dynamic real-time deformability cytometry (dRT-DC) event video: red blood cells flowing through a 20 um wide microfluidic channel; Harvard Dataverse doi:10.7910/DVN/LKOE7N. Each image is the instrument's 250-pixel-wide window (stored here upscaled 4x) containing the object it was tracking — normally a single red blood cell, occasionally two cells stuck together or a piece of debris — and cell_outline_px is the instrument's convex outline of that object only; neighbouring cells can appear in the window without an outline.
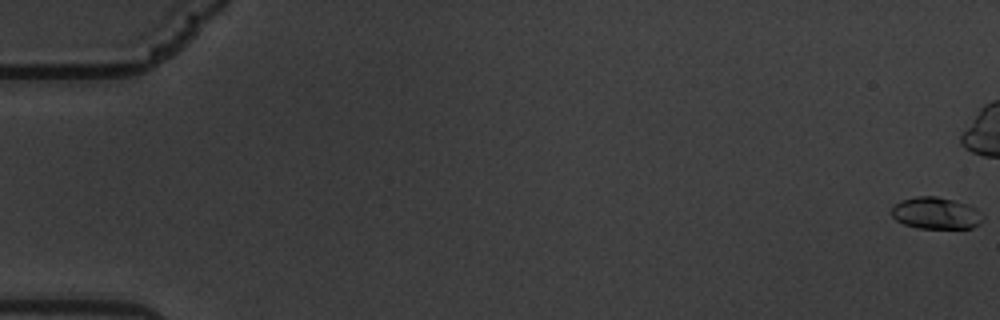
{"species": "common noctule bat (a hibernating species)", "species_latin": "Nyctalus noctula", "temperature_condition": "warm", "stored_images_in_passage": 20, "camera_frame_rate_fps": 3000, "um_per_image_px": 0.085, "animal": {"sex": "male", "body_mass_g": 19.5, "forearm_length_mm": 54.6}, "frame": {"image": 1, "passage_image": 1, "time_ms": 0.0, "image_size_px": [1000, 320], "cell_outline_px": [[984, 220], [980, 224], [972, 228], [916, 228], [904, 224], [896, 220], [892, 216], [892, 208], [900, 200], [916, 196], [936, 196], [968, 204], [976, 208], [984, 216]], "centroid_in_image_um": [79.58, 18.12], "position_along_channel_um": 5.4, "area_um2": 17.05}}